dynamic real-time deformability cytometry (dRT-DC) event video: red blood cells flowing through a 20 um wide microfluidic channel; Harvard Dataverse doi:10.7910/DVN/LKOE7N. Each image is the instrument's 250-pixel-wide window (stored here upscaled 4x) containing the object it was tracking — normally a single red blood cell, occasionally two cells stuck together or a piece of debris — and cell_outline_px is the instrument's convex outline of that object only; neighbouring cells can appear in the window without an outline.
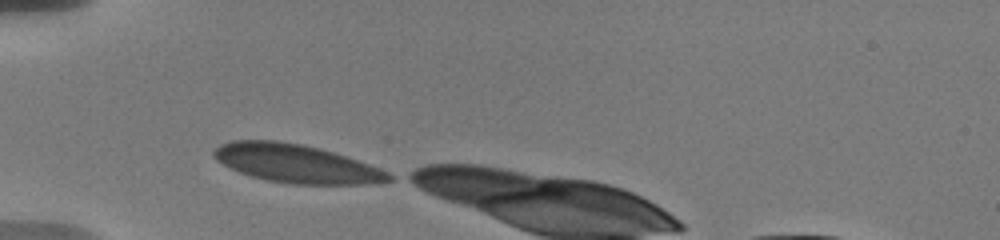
{"species": "human", "species_latin": "Homo sapiens", "temperature_condition": "warm", "stored_images_in_passage": 5, "camera_frame_rate_fps": 3000, "um_per_image_px": 0.085, "donor": {"sex": "male"}, "frame": {"image": 1, "passage_image": 1, "time_ms": 0.0, "image_size_px": [1000, 240], "cell_outline_px": [[396, 176], [392, 180], [376, 184], [292, 184], [268, 180], [252, 176], [240, 172], [216, 160], [212, 156], [212, 152], [220, 144], [232, 140], [276, 140], [300, 144], [320, 148], [380, 168]], "centroid_in_image_um": [25.19, 13.91], "position_along_channel_um": 59.8, "area_um2": 38.96}}
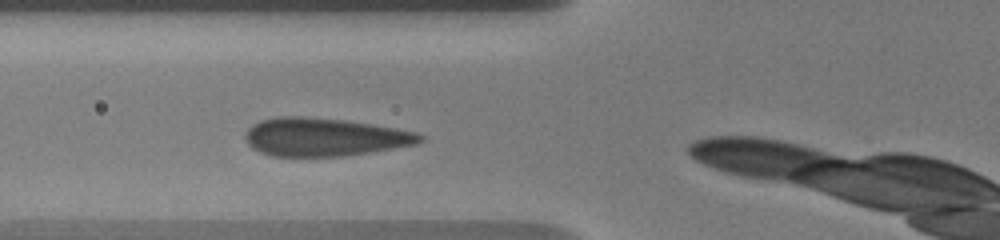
{"frame": {"image": 2, "passage_image": 4, "time_ms": 1.333, "image_size_px": [1000, 240], "cell_outline_px": [[424, 140], [416, 144], [368, 152], [340, 156], [272, 156], [260, 152], [252, 148], [244, 140], [244, 132], [252, 124], [260, 120], [280, 116], [300, 116], [344, 120], [396, 128], [416, 132], [424, 136]], "centroid_in_image_um": [27.51, 11.64], "position_along_channel_um": 98.3, "area_um2": 38.78}}